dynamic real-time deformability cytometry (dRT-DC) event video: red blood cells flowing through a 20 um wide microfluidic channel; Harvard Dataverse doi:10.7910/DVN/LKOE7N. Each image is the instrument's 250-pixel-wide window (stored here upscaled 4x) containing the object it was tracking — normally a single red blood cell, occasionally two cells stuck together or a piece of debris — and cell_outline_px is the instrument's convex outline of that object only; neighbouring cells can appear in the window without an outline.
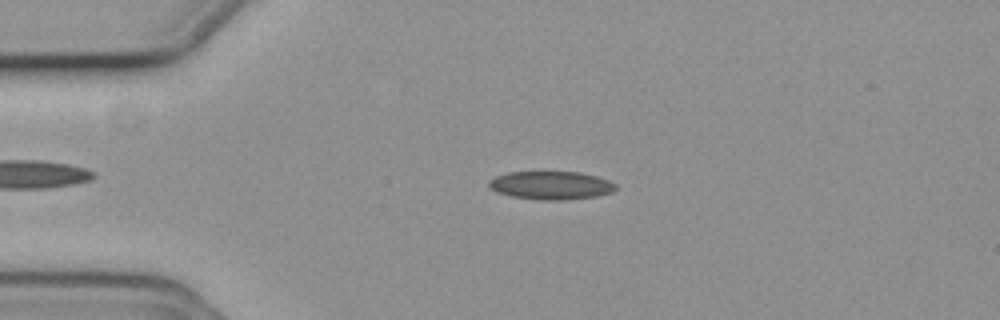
{"species": "common noctule bat (a hibernating species)", "species_latin": "Nyctalus noctula", "temperature_condition": "cold", "stored_images_in_passage": 56, "camera_frame_rate_fps": 3000, "um_per_image_px": 0.085, "animal": {"sex": "female", "body_mass_g": 19.3, "forearm_length_mm": 54.1}, "frame": {"image": 1, "passage_image": 12, "time_ms": 3.667, "image_size_px": [1000, 320], "cell_outline_px": [[616, 188], [612, 192], [596, 196], [560, 200], [540, 200], [512, 196], [500, 192], [492, 188], [488, 184], [488, 180], [496, 176], [508, 172], [580, 172], [596, 176], [608, 180], [616, 184]], "centroid_in_image_um": [46.85, 15.75], "position_along_channel_um": 38.2, "area_um2": 20.63}}
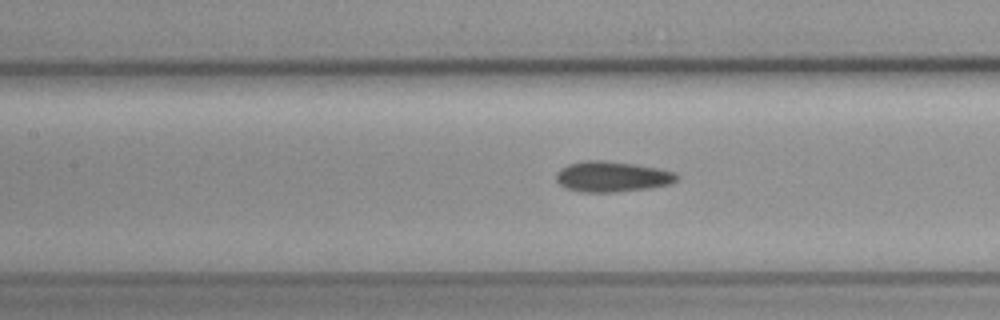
{"frame": {"image": 2, "passage_image": 24, "time_ms": 7.667, "image_size_px": [1000, 320], "cell_outline_px": [[676, 180], [668, 184], [648, 188], [616, 192], [580, 192], [564, 188], [556, 180], [556, 172], [560, 168], [568, 164], [584, 160], [600, 160], [632, 164], [656, 168], [672, 172], [676, 176]], "centroid_in_image_um": [51.92, 15.02], "position_along_channel_um": 155.5, "area_um2": 21.21}}
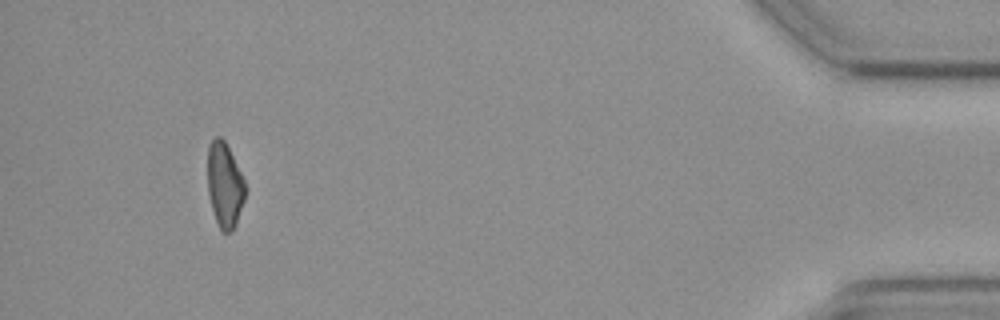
{"frame": {"image": 3, "passage_image": 51, "time_ms": 16.667, "image_size_px": [1000, 320], "cell_outline_px": [[244, 200], [236, 224], [232, 232], [224, 232], [220, 228], [216, 220], [208, 196], [208, 144], [216, 136], [220, 136], [224, 140], [244, 180]], "centroid_in_image_um": [19.07, 15.73], "position_along_channel_um": 416.1, "area_um2": 18.26}}